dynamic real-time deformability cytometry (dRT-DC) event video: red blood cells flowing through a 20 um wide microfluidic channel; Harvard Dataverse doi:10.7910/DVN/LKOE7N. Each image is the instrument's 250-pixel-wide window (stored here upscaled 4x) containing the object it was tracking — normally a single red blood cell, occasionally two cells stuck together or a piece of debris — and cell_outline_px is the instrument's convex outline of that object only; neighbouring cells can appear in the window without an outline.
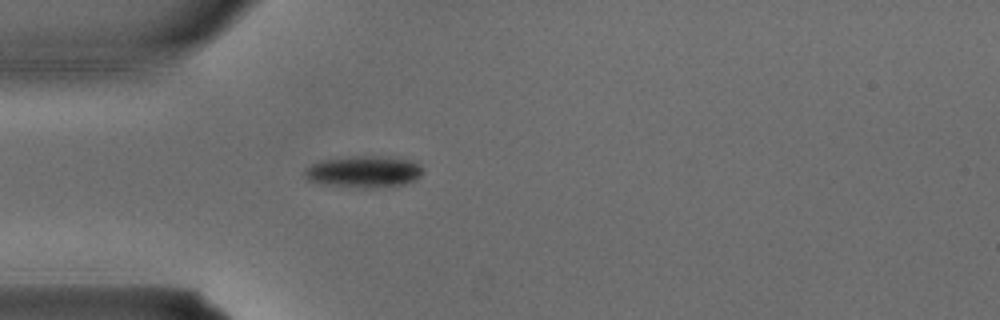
{"species": "common noctule bat (a hibernating species)", "species_latin": "Nyctalus noctula", "temperature_condition": "warm", "stored_images_in_passage": 1, "camera_frame_rate_fps": 3000, "um_per_image_px": 0.085, "animal": {"sex": "male", "body_mass_g": 15.6}, "frame": {"image": 1, "passage_image": 1, "time_ms": 0.0, "image_size_px": [1000, 320], "cell_outline_px": [[424, 172], [416, 180], [404, 184], [372, 188], [364, 188], [320, 184], [308, 180], [304, 176], [304, 168], [320, 160], [352, 156], [388, 156], [408, 160], [420, 164]], "centroid_in_image_um": [30.91, 14.59], "position_along_channel_um": 54.1, "area_um2": 22.08}}